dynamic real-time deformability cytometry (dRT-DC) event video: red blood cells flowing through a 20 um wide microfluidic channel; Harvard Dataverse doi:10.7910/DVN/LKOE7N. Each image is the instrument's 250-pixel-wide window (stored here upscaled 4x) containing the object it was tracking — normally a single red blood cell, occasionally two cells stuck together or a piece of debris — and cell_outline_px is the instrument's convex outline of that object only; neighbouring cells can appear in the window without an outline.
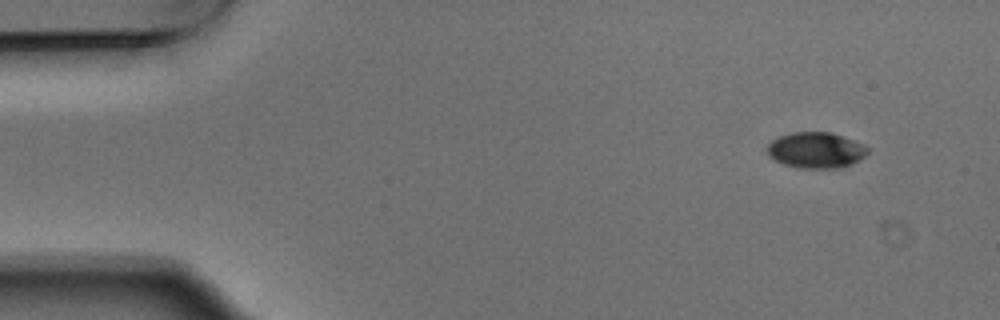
{"species": "Egyptian fruit bat (a non-hibernating species)", "species_latin": "Rousettus aegyptiacus", "temperature_condition": "warm", "stored_images_in_passage": 5, "segment_of_instrument_passage": [1, 2], "camera_frame_rate_fps": 3000, "um_per_image_px": 0.085, "animal": {"sex": "male"}, "frame": {"image": 1, "passage_image": 1, "time_ms": 0.0, "image_size_px": [1000, 320], "cell_outline_px": [[868, 152], [864, 156], [852, 164], [840, 168], [796, 168], [784, 164], [768, 156], [768, 144], [772, 140], [780, 136], [792, 132], [832, 132], [864, 144], [868, 148]], "centroid_in_image_um": [69.36, 12.76], "position_along_channel_um": 15.6, "area_um2": 21.04}}
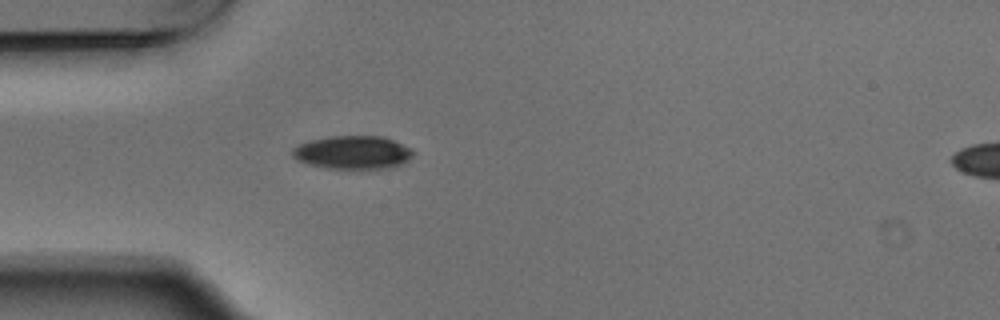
{"frame": {"image": 2, "passage_image": 4, "time_ms": 1.0, "image_size_px": [1000, 320], "cell_outline_px": [[412, 156], [408, 160], [392, 168], [328, 168], [308, 164], [296, 160], [292, 156], [292, 148], [308, 140], [332, 136], [380, 136], [392, 140], [412, 148]], "centroid_in_image_um": [29.95, 12.95], "position_along_channel_um": 55.0, "area_um2": 23.29}}